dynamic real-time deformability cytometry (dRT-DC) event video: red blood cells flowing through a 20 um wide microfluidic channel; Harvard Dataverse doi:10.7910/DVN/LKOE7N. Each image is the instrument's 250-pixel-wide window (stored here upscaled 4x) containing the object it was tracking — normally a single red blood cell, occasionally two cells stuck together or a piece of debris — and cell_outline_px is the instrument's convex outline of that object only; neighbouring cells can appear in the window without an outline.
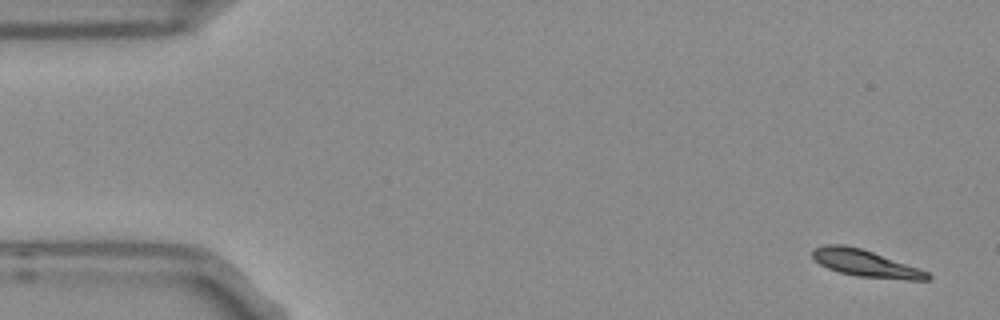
{"species": "Egyptian fruit bat (a non-hibernating species)", "species_latin": "Rousettus aegyptiacus", "temperature_condition": "room temperature", "stored_images_in_passage": 5, "segment_of_instrument_passage": [1, 2], "camera_frame_rate_fps": 3000, "um_per_image_px": 0.085, "frame": {"image": 1, "passage_image": 1, "time_ms": 0.0, "image_size_px": [1000, 320], "cell_outline_px": [[932, 276], [928, 280], [908, 280], [856, 276], [840, 272], [828, 268], [820, 264], [812, 256], [812, 248], [828, 244], [844, 244], [860, 248], [872, 252], [928, 272]], "centroid_in_image_um": [73.53, 22.38], "position_along_channel_um": 11.5, "area_um2": 17.74}}